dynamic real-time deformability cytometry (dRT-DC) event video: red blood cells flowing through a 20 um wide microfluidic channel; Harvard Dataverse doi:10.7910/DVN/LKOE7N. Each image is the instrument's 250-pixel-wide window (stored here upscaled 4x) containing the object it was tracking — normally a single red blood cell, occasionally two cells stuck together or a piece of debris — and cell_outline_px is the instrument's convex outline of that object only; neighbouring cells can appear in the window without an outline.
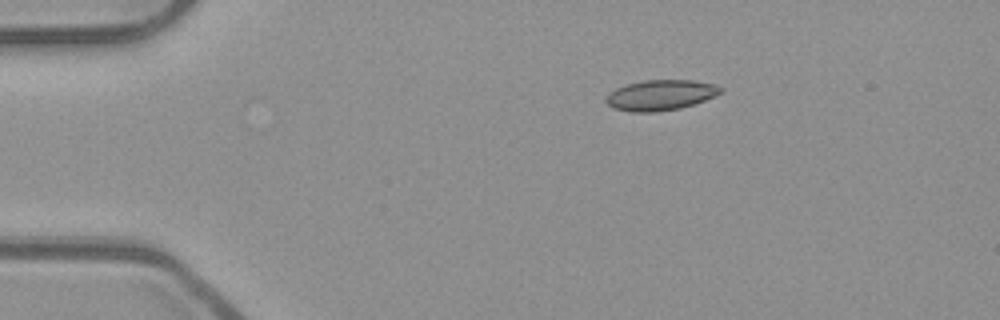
{"species": "common noctule bat (a hibernating species)", "species_latin": "Nyctalus noctula", "temperature_condition": "room temperature", "stored_images_in_passage": 31, "camera_frame_rate_fps": 3000, "um_per_image_px": 0.085, "animal": {"sex": "male", "body_mass_g": 23.1, "forearm_length_mm": 52.7}, "frame": {"image": 1, "passage_image": 1, "time_ms": 0.0, "image_size_px": [1000, 320], "cell_outline_px": [[720, 92], [704, 100], [680, 108], [656, 112], [632, 112], [612, 108], [604, 100], [616, 88], [628, 84], [644, 80], [692, 80], [712, 84], [720, 88]], "centroid_in_image_um": [56.09, 8.09], "position_along_channel_um": 28.9, "area_um2": 19.88}}
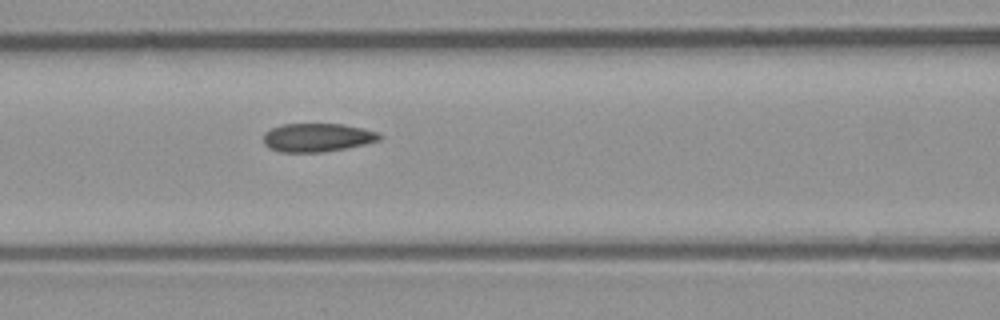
{"frame": {"image": 2, "passage_image": 14, "time_ms": 4.333, "image_size_px": [1000, 320], "cell_outline_px": [[384, 136], [380, 140], [364, 144], [324, 152], [280, 152], [268, 148], [264, 144], [264, 132], [280, 124], [344, 124], [364, 128], [376, 132]], "centroid_in_image_um": [26.96, 11.68], "position_along_channel_um": 139.6, "area_um2": 19.36}}
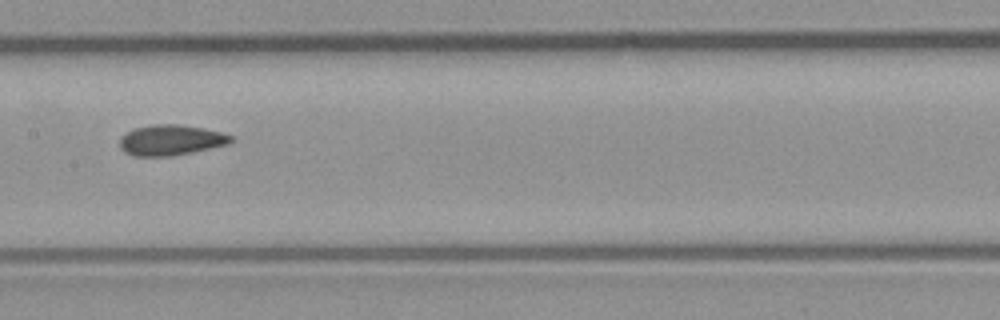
{"frame": {"image": 3, "passage_image": 18, "time_ms": 5.667, "image_size_px": [1000, 320], "cell_outline_px": [[232, 140], [228, 144], [192, 152], [172, 156], [132, 156], [124, 152], [120, 148], [120, 140], [128, 132], [136, 128], [152, 124], [180, 124], [220, 132], [232, 136]], "centroid_in_image_um": [14.5, 11.92], "position_along_channel_um": 192.9, "area_um2": 19.54}}